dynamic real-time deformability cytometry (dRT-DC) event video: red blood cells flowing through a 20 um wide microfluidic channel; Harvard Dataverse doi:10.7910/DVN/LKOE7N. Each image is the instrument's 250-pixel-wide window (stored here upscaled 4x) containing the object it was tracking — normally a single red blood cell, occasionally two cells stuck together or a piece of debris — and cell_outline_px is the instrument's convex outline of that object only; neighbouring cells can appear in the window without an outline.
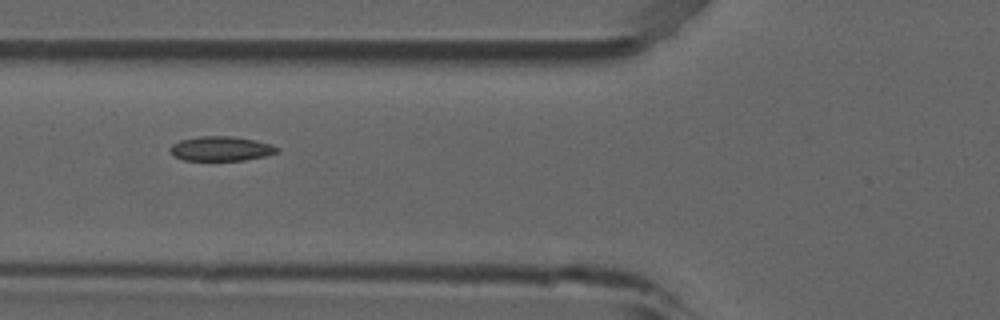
{"species": "common noctule bat (a hibernating species)", "species_latin": "Nyctalus noctula", "temperature_condition": "room temperature", "stored_images_in_passage": 7, "camera_frame_rate_fps": 3000, "um_per_image_px": 0.085, "animal": {"sex": "male", "forearm_length_mm": 52.5}, "frame": {"image": 1, "passage_image": 5, "time_ms": 1.333, "image_size_px": [1000, 320], "cell_outline_px": [[280, 152], [264, 156], [244, 160], [184, 160], [172, 156], [168, 148], [172, 144], [180, 140], [200, 136], [232, 136], [256, 140], [280, 148]], "centroid_in_image_um": [18.75, 12.63], "position_along_channel_um": 107.0, "area_um2": 15.37}}
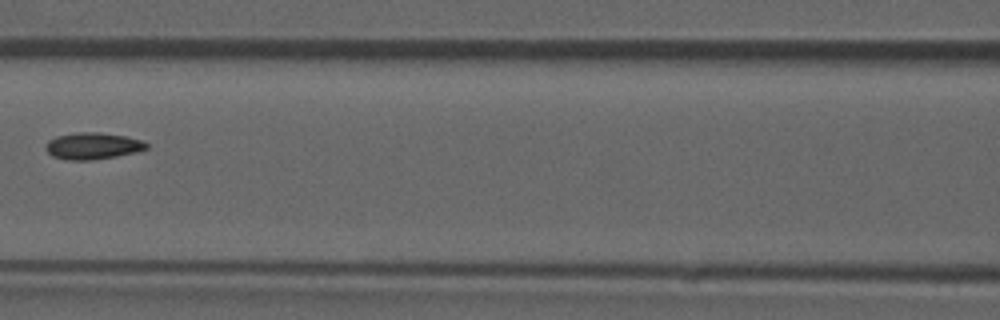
{"frame": {"image": 2, "passage_image": 6, "time_ms": 1.667, "image_size_px": [1000, 320], "cell_outline_px": [[148, 148], [136, 152], [116, 156], [92, 160], [64, 160], [52, 156], [44, 148], [48, 140], [56, 136], [76, 132], [100, 132], [128, 136], [144, 140], [148, 144]], "centroid_in_image_um": [7.89, 12.39], "position_along_channel_um": 158.7, "area_um2": 15.95}}